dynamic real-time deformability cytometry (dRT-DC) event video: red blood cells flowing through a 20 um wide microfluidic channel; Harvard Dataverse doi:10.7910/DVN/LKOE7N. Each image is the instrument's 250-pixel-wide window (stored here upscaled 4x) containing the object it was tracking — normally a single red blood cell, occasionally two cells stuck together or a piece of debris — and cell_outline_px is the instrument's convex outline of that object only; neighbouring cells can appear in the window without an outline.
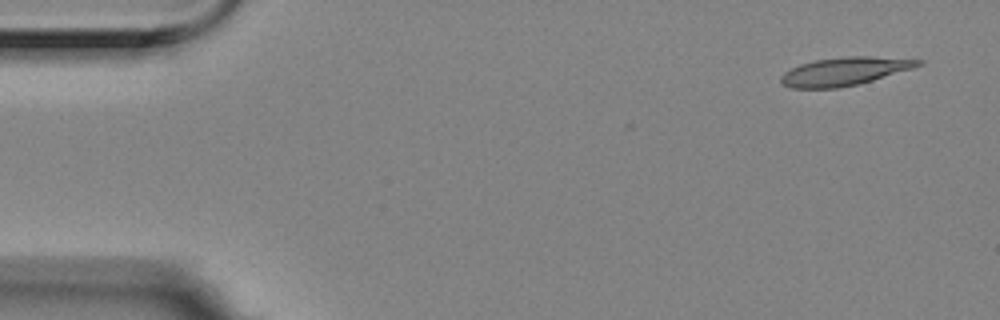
{"species": "Egyptian fruit bat (a non-hibernating species)", "species_latin": "Rousettus aegyptiacus", "temperature_condition": "room temperature", "stored_images_in_passage": 6, "camera_frame_rate_fps": 3000, "um_per_image_px": 0.085, "animal": {"sex": "female"}, "frame": {"image": 1, "passage_image": 1, "time_ms": 0.0, "image_size_px": [1000, 320], "cell_outline_px": [[924, 64], [912, 68], [872, 80], [840, 88], [792, 88], [784, 84], [780, 80], [780, 76], [784, 72], [800, 64], [816, 60], [848, 56], [868, 56], [924, 60]], "centroid_in_image_um": [71.78, 6.06], "position_along_channel_um": 13.2, "area_um2": 22.25}}
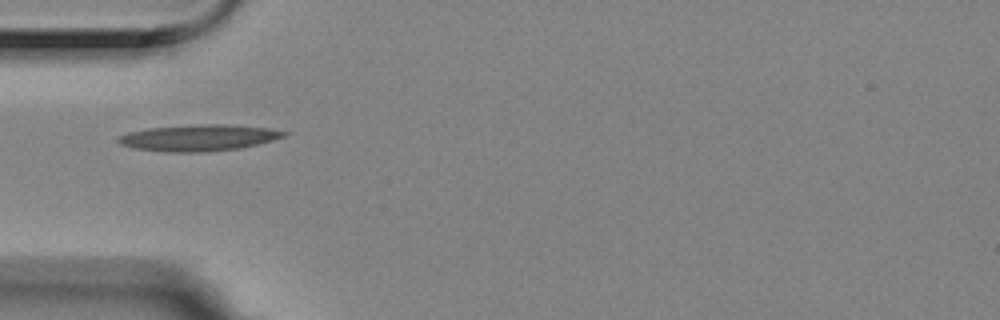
{"frame": {"image": 2, "passage_image": 5, "time_ms": 1.333, "image_size_px": [1000, 320], "cell_outline_px": [[288, 132], [284, 136], [272, 140], [240, 148], [200, 152], [164, 152], [132, 148], [120, 144], [116, 140], [120, 136], [128, 132], [148, 128], [200, 124], [224, 124], [268, 128]], "centroid_in_image_um": [16.83, 11.71], "position_along_channel_um": 68.2, "area_um2": 25.26}}
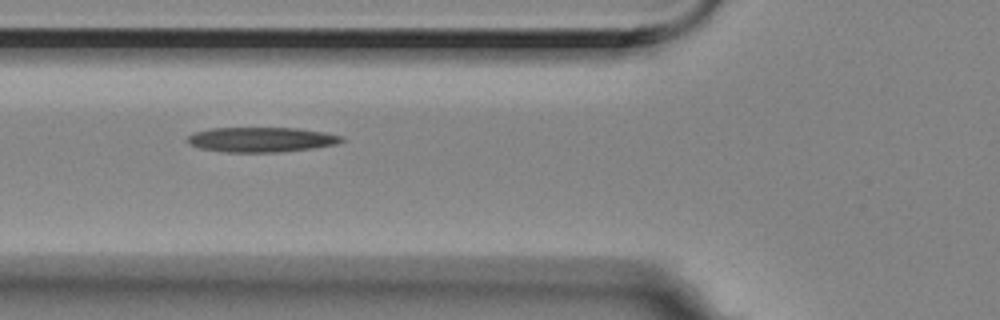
{"frame": {"image": 3, "passage_image": 6, "time_ms": 1.667, "image_size_px": [1000, 320], "cell_outline_px": [[344, 140], [336, 144], [312, 148], [284, 152], [224, 152], [200, 148], [188, 144], [184, 140], [192, 132], [212, 128], [300, 128], [324, 132], [344, 136]], "centroid_in_image_um": [22.18, 11.86], "position_along_channel_um": 103.6, "area_um2": 22.6}}